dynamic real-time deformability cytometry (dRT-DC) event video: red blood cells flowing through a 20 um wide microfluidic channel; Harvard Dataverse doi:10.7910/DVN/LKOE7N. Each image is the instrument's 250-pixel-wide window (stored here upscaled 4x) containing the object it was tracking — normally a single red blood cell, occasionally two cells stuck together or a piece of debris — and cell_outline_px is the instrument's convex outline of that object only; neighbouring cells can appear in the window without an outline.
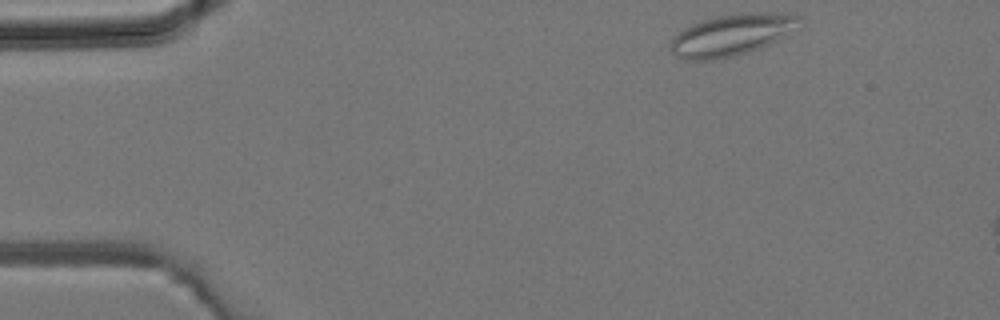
{"species": "common noctule bat (a hibernating species)", "species_latin": "Nyctalus noctula", "temperature_condition": "room temperature", "stored_images_in_passage": 3, "camera_frame_rate_fps": 3000, "um_per_image_px": 0.085, "animal": {"sex": "male", "body_mass_g": 19.2, "forearm_length_mm": 51.8}, "frame": {"image": 1, "passage_image": 1, "time_ms": 0.0, "image_size_px": [1000, 320], "cell_outline_px": [[804, 24], [776, 40], [768, 44], [748, 52], [732, 56], [712, 60], [684, 60], [676, 56], [672, 52], [672, 40], [684, 28], [700, 20], [716, 16], [740, 12], [780, 12], [800, 16], [804, 20]], "centroid_in_image_um": [62.25, 2.93], "position_along_channel_um": 22.7, "area_um2": 31.27}}